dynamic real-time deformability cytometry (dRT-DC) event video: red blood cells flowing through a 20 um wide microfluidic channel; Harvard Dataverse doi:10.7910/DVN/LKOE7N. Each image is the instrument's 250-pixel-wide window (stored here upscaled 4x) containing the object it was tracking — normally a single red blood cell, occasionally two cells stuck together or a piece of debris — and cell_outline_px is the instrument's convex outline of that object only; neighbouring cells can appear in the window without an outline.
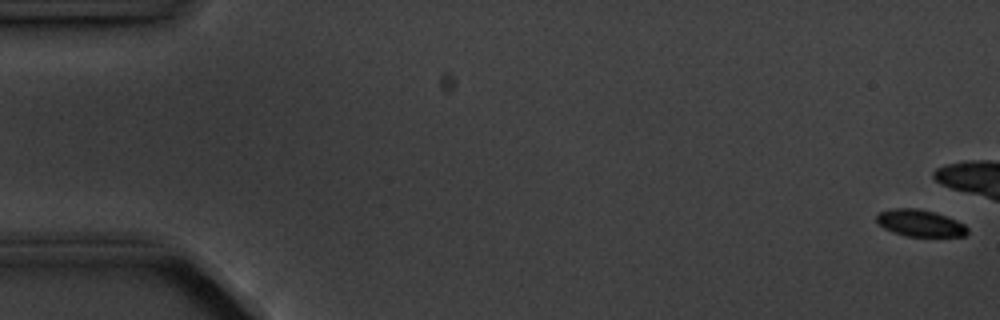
{"species": "common noctule bat (a hibernating species)", "species_latin": "Nyctalus noctula", "temperature_condition": "cold", "stored_images_in_passage": 6, "segment_of_instrument_passage": [2, 2], "camera_frame_rate_fps": 3000, "um_per_image_px": 0.085, "animal": {"sex": "male", "body_mass_g": 20.1, "forearm_length_mm": 53.5}, "frame": {"image": 1, "passage_image": 6, "time_ms": 6.0, "image_size_px": [1000, 320], "cell_outline_px": [[968, 232], [964, 236], [908, 236], [892, 232], [884, 228], [876, 220], [876, 216], [880, 212], [892, 208], [916, 208], [932, 212], [956, 220], [964, 224], [968, 228]], "centroid_in_image_um": [78.19, 18.97], "position_along_channel_um": 6.8, "area_um2": 13.99}}